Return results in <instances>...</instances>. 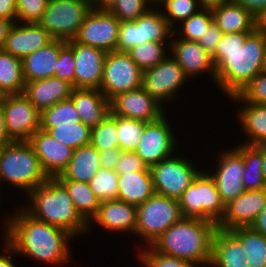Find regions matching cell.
<instances>
[{"label":"cell","mask_w":266,"mask_h":267,"mask_svg":"<svg viewBox=\"0 0 266 267\" xmlns=\"http://www.w3.org/2000/svg\"><path fill=\"white\" fill-rule=\"evenodd\" d=\"M266 28L254 32L223 34L211 55L216 86L227 97L237 95L257 74L265 70Z\"/></svg>","instance_id":"cell-1"},{"label":"cell","mask_w":266,"mask_h":267,"mask_svg":"<svg viewBox=\"0 0 266 267\" xmlns=\"http://www.w3.org/2000/svg\"><path fill=\"white\" fill-rule=\"evenodd\" d=\"M217 228L211 221L183 217L162 233L151 247L161 254L208 267Z\"/></svg>","instance_id":"cell-3"},{"label":"cell","mask_w":266,"mask_h":267,"mask_svg":"<svg viewBox=\"0 0 266 267\" xmlns=\"http://www.w3.org/2000/svg\"><path fill=\"white\" fill-rule=\"evenodd\" d=\"M8 95L9 94H7L3 89L0 88V109H2V107L5 103L6 97Z\"/></svg>","instance_id":"cell-61"},{"label":"cell","mask_w":266,"mask_h":267,"mask_svg":"<svg viewBox=\"0 0 266 267\" xmlns=\"http://www.w3.org/2000/svg\"><path fill=\"white\" fill-rule=\"evenodd\" d=\"M80 121L71 98L62 100L40 113V128H53L55 125L74 124Z\"/></svg>","instance_id":"cell-37"},{"label":"cell","mask_w":266,"mask_h":267,"mask_svg":"<svg viewBox=\"0 0 266 267\" xmlns=\"http://www.w3.org/2000/svg\"><path fill=\"white\" fill-rule=\"evenodd\" d=\"M188 78L176 60L167 56L156 66L143 71L142 87L162 105L163 102L174 100L173 97Z\"/></svg>","instance_id":"cell-13"},{"label":"cell","mask_w":266,"mask_h":267,"mask_svg":"<svg viewBox=\"0 0 266 267\" xmlns=\"http://www.w3.org/2000/svg\"><path fill=\"white\" fill-rule=\"evenodd\" d=\"M48 179L28 141H12L0 147V186L6 181L28 194Z\"/></svg>","instance_id":"cell-5"},{"label":"cell","mask_w":266,"mask_h":267,"mask_svg":"<svg viewBox=\"0 0 266 267\" xmlns=\"http://www.w3.org/2000/svg\"><path fill=\"white\" fill-rule=\"evenodd\" d=\"M136 216L135 235L149 246L183 218L178 200L156 193L137 206Z\"/></svg>","instance_id":"cell-7"},{"label":"cell","mask_w":266,"mask_h":267,"mask_svg":"<svg viewBox=\"0 0 266 267\" xmlns=\"http://www.w3.org/2000/svg\"><path fill=\"white\" fill-rule=\"evenodd\" d=\"M161 11L152 7L135 21L121 22L117 51L126 52L149 41L167 43L174 37L173 28Z\"/></svg>","instance_id":"cell-9"},{"label":"cell","mask_w":266,"mask_h":267,"mask_svg":"<svg viewBox=\"0 0 266 267\" xmlns=\"http://www.w3.org/2000/svg\"><path fill=\"white\" fill-rule=\"evenodd\" d=\"M143 71L125 51L106 53L100 91L110 100L116 94L142 86Z\"/></svg>","instance_id":"cell-11"},{"label":"cell","mask_w":266,"mask_h":267,"mask_svg":"<svg viewBox=\"0 0 266 267\" xmlns=\"http://www.w3.org/2000/svg\"><path fill=\"white\" fill-rule=\"evenodd\" d=\"M251 228L266 237V204L260 211L254 223L251 225Z\"/></svg>","instance_id":"cell-54"},{"label":"cell","mask_w":266,"mask_h":267,"mask_svg":"<svg viewBox=\"0 0 266 267\" xmlns=\"http://www.w3.org/2000/svg\"><path fill=\"white\" fill-rule=\"evenodd\" d=\"M49 0H16L17 23H37Z\"/></svg>","instance_id":"cell-48"},{"label":"cell","mask_w":266,"mask_h":267,"mask_svg":"<svg viewBox=\"0 0 266 267\" xmlns=\"http://www.w3.org/2000/svg\"><path fill=\"white\" fill-rule=\"evenodd\" d=\"M47 131L54 139L74 150L90 144L92 128L83 122L55 125L53 128H41Z\"/></svg>","instance_id":"cell-36"},{"label":"cell","mask_w":266,"mask_h":267,"mask_svg":"<svg viewBox=\"0 0 266 267\" xmlns=\"http://www.w3.org/2000/svg\"><path fill=\"white\" fill-rule=\"evenodd\" d=\"M37 155L43 171L49 178H56L66 169L74 149L54 139L41 128L28 140Z\"/></svg>","instance_id":"cell-19"},{"label":"cell","mask_w":266,"mask_h":267,"mask_svg":"<svg viewBox=\"0 0 266 267\" xmlns=\"http://www.w3.org/2000/svg\"><path fill=\"white\" fill-rule=\"evenodd\" d=\"M137 207L119 199L100 202L96 216L92 221L111 233L127 232L135 234Z\"/></svg>","instance_id":"cell-23"},{"label":"cell","mask_w":266,"mask_h":267,"mask_svg":"<svg viewBox=\"0 0 266 267\" xmlns=\"http://www.w3.org/2000/svg\"><path fill=\"white\" fill-rule=\"evenodd\" d=\"M66 42L74 51V88L100 89L106 52L74 40Z\"/></svg>","instance_id":"cell-18"},{"label":"cell","mask_w":266,"mask_h":267,"mask_svg":"<svg viewBox=\"0 0 266 267\" xmlns=\"http://www.w3.org/2000/svg\"><path fill=\"white\" fill-rule=\"evenodd\" d=\"M235 102L266 105V70L257 74L241 91L229 97Z\"/></svg>","instance_id":"cell-45"},{"label":"cell","mask_w":266,"mask_h":267,"mask_svg":"<svg viewBox=\"0 0 266 267\" xmlns=\"http://www.w3.org/2000/svg\"><path fill=\"white\" fill-rule=\"evenodd\" d=\"M59 58V40H54L44 48L38 49L22 59L26 82L54 76Z\"/></svg>","instance_id":"cell-30"},{"label":"cell","mask_w":266,"mask_h":267,"mask_svg":"<svg viewBox=\"0 0 266 267\" xmlns=\"http://www.w3.org/2000/svg\"><path fill=\"white\" fill-rule=\"evenodd\" d=\"M155 194L150 170L118 175V199L139 206Z\"/></svg>","instance_id":"cell-28"},{"label":"cell","mask_w":266,"mask_h":267,"mask_svg":"<svg viewBox=\"0 0 266 267\" xmlns=\"http://www.w3.org/2000/svg\"><path fill=\"white\" fill-rule=\"evenodd\" d=\"M88 184L100 202L118 199V174L115 170L101 167Z\"/></svg>","instance_id":"cell-41"},{"label":"cell","mask_w":266,"mask_h":267,"mask_svg":"<svg viewBox=\"0 0 266 267\" xmlns=\"http://www.w3.org/2000/svg\"><path fill=\"white\" fill-rule=\"evenodd\" d=\"M138 252L139 261L144 267H200L202 264L189 262L156 252L151 246ZM198 265V266H196Z\"/></svg>","instance_id":"cell-46"},{"label":"cell","mask_w":266,"mask_h":267,"mask_svg":"<svg viewBox=\"0 0 266 267\" xmlns=\"http://www.w3.org/2000/svg\"><path fill=\"white\" fill-rule=\"evenodd\" d=\"M166 43H158L149 41L144 44L134 46L128 51V55L136 63V65L142 70L152 68L158 63L162 62L167 56L165 52L167 48Z\"/></svg>","instance_id":"cell-40"},{"label":"cell","mask_w":266,"mask_h":267,"mask_svg":"<svg viewBox=\"0 0 266 267\" xmlns=\"http://www.w3.org/2000/svg\"><path fill=\"white\" fill-rule=\"evenodd\" d=\"M115 3L116 0H92L91 7L96 10H110Z\"/></svg>","instance_id":"cell-57"},{"label":"cell","mask_w":266,"mask_h":267,"mask_svg":"<svg viewBox=\"0 0 266 267\" xmlns=\"http://www.w3.org/2000/svg\"><path fill=\"white\" fill-rule=\"evenodd\" d=\"M164 110L163 105L150 97L142 86L110 99V113L120 117L153 122L166 114Z\"/></svg>","instance_id":"cell-16"},{"label":"cell","mask_w":266,"mask_h":267,"mask_svg":"<svg viewBox=\"0 0 266 267\" xmlns=\"http://www.w3.org/2000/svg\"><path fill=\"white\" fill-rule=\"evenodd\" d=\"M14 25L12 21L0 18V49L3 48L6 38L8 36L9 30Z\"/></svg>","instance_id":"cell-55"},{"label":"cell","mask_w":266,"mask_h":267,"mask_svg":"<svg viewBox=\"0 0 266 267\" xmlns=\"http://www.w3.org/2000/svg\"><path fill=\"white\" fill-rule=\"evenodd\" d=\"M121 22L109 10L91 9L79 27L75 42L106 53L117 50Z\"/></svg>","instance_id":"cell-12"},{"label":"cell","mask_w":266,"mask_h":267,"mask_svg":"<svg viewBox=\"0 0 266 267\" xmlns=\"http://www.w3.org/2000/svg\"><path fill=\"white\" fill-rule=\"evenodd\" d=\"M219 155L217 171H211L213 173L209 172V174L214 179L218 192L226 205L245 191L242 182L244 159L242 153L236 147L225 150Z\"/></svg>","instance_id":"cell-17"},{"label":"cell","mask_w":266,"mask_h":267,"mask_svg":"<svg viewBox=\"0 0 266 267\" xmlns=\"http://www.w3.org/2000/svg\"><path fill=\"white\" fill-rule=\"evenodd\" d=\"M122 152L123 151L119 147L99 151L101 167L109 170H115L116 164L120 159Z\"/></svg>","instance_id":"cell-52"},{"label":"cell","mask_w":266,"mask_h":267,"mask_svg":"<svg viewBox=\"0 0 266 267\" xmlns=\"http://www.w3.org/2000/svg\"><path fill=\"white\" fill-rule=\"evenodd\" d=\"M0 267H15L10 255L1 254L0 255Z\"/></svg>","instance_id":"cell-59"},{"label":"cell","mask_w":266,"mask_h":267,"mask_svg":"<svg viewBox=\"0 0 266 267\" xmlns=\"http://www.w3.org/2000/svg\"><path fill=\"white\" fill-rule=\"evenodd\" d=\"M265 65H264V68H265V70H266V50H265Z\"/></svg>","instance_id":"cell-63"},{"label":"cell","mask_w":266,"mask_h":267,"mask_svg":"<svg viewBox=\"0 0 266 267\" xmlns=\"http://www.w3.org/2000/svg\"><path fill=\"white\" fill-rule=\"evenodd\" d=\"M58 181L67 189L76 211L89 225L96 216L100 205V200L95 196L89 184L73 180Z\"/></svg>","instance_id":"cell-32"},{"label":"cell","mask_w":266,"mask_h":267,"mask_svg":"<svg viewBox=\"0 0 266 267\" xmlns=\"http://www.w3.org/2000/svg\"><path fill=\"white\" fill-rule=\"evenodd\" d=\"M238 112L243 133L248 137L246 145H266V105L243 102Z\"/></svg>","instance_id":"cell-31"},{"label":"cell","mask_w":266,"mask_h":267,"mask_svg":"<svg viewBox=\"0 0 266 267\" xmlns=\"http://www.w3.org/2000/svg\"><path fill=\"white\" fill-rule=\"evenodd\" d=\"M260 26L266 28V15L260 20Z\"/></svg>","instance_id":"cell-62"},{"label":"cell","mask_w":266,"mask_h":267,"mask_svg":"<svg viewBox=\"0 0 266 267\" xmlns=\"http://www.w3.org/2000/svg\"><path fill=\"white\" fill-rule=\"evenodd\" d=\"M261 20L266 15V0H231Z\"/></svg>","instance_id":"cell-51"},{"label":"cell","mask_w":266,"mask_h":267,"mask_svg":"<svg viewBox=\"0 0 266 267\" xmlns=\"http://www.w3.org/2000/svg\"><path fill=\"white\" fill-rule=\"evenodd\" d=\"M155 4V0H116V3L109 10L114 16H116L120 22L135 21L138 17L145 14L152 5Z\"/></svg>","instance_id":"cell-44"},{"label":"cell","mask_w":266,"mask_h":267,"mask_svg":"<svg viewBox=\"0 0 266 267\" xmlns=\"http://www.w3.org/2000/svg\"><path fill=\"white\" fill-rule=\"evenodd\" d=\"M16 210L18 212L10 214L11 217H5L3 240L6 252L52 265H62L70 259L68 242L75 238L72 234L34 218L23 207Z\"/></svg>","instance_id":"cell-2"},{"label":"cell","mask_w":266,"mask_h":267,"mask_svg":"<svg viewBox=\"0 0 266 267\" xmlns=\"http://www.w3.org/2000/svg\"><path fill=\"white\" fill-rule=\"evenodd\" d=\"M0 18L17 23L16 0H0Z\"/></svg>","instance_id":"cell-53"},{"label":"cell","mask_w":266,"mask_h":267,"mask_svg":"<svg viewBox=\"0 0 266 267\" xmlns=\"http://www.w3.org/2000/svg\"><path fill=\"white\" fill-rule=\"evenodd\" d=\"M116 115L110 113L101 123L92 128L90 144L98 151L118 148Z\"/></svg>","instance_id":"cell-42"},{"label":"cell","mask_w":266,"mask_h":267,"mask_svg":"<svg viewBox=\"0 0 266 267\" xmlns=\"http://www.w3.org/2000/svg\"><path fill=\"white\" fill-rule=\"evenodd\" d=\"M143 170H150L143 160L135 153V151H123L118 160L115 172L118 175L126 173L138 172Z\"/></svg>","instance_id":"cell-49"},{"label":"cell","mask_w":266,"mask_h":267,"mask_svg":"<svg viewBox=\"0 0 266 267\" xmlns=\"http://www.w3.org/2000/svg\"><path fill=\"white\" fill-rule=\"evenodd\" d=\"M231 0H199L202 8L212 9L214 7L229 3Z\"/></svg>","instance_id":"cell-58"},{"label":"cell","mask_w":266,"mask_h":267,"mask_svg":"<svg viewBox=\"0 0 266 267\" xmlns=\"http://www.w3.org/2000/svg\"><path fill=\"white\" fill-rule=\"evenodd\" d=\"M156 194L178 200L201 170L184 157L173 156L150 167Z\"/></svg>","instance_id":"cell-10"},{"label":"cell","mask_w":266,"mask_h":267,"mask_svg":"<svg viewBox=\"0 0 266 267\" xmlns=\"http://www.w3.org/2000/svg\"><path fill=\"white\" fill-rule=\"evenodd\" d=\"M155 3L165 8L163 17L173 29L176 21L181 22L202 9L199 0H156Z\"/></svg>","instance_id":"cell-43"},{"label":"cell","mask_w":266,"mask_h":267,"mask_svg":"<svg viewBox=\"0 0 266 267\" xmlns=\"http://www.w3.org/2000/svg\"><path fill=\"white\" fill-rule=\"evenodd\" d=\"M148 122L116 115L118 146L122 151H135Z\"/></svg>","instance_id":"cell-39"},{"label":"cell","mask_w":266,"mask_h":267,"mask_svg":"<svg viewBox=\"0 0 266 267\" xmlns=\"http://www.w3.org/2000/svg\"><path fill=\"white\" fill-rule=\"evenodd\" d=\"M91 9L87 0H49L37 23L55 40H73Z\"/></svg>","instance_id":"cell-8"},{"label":"cell","mask_w":266,"mask_h":267,"mask_svg":"<svg viewBox=\"0 0 266 267\" xmlns=\"http://www.w3.org/2000/svg\"><path fill=\"white\" fill-rule=\"evenodd\" d=\"M26 197H29V206L23 208L34 218L65 229L75 237L90 231L76 211L67 189L56 178H49Z\"/></svg>","instance_id":"cell-4"},{"label":"cell","mask_w":266,"mask_h":267,"mask_svg":"<svg viewBox=\"0 0 266 267\" xmlns=\"http://www.w3.org/2000/svg\"><path fill=\"white\" fill-rule=\"evenodd\" d=\"M22 59L0 49V88L7 94H23L25 88Z\"/></svg>","instance_id":"cell-34"},{"label":"cell","mask_w":266,"mask_h":267,"mask_svg":"<svg viewBox=\"0 0 266 267\" xmlns=\"http://www.w3.org/2000/svg\"><path fill=\"white\" fill-rule=\"evenodd\" d=\"M55 39L38 23H14L9 30L3 50L23 59Z\"/></svg>","instance_id":"cell-21"},{"label":"cell","mask_w":266,"mask_h":267,"mask_svg":"<svg viewBox=\"0 0 266 267\" xmlns=\"http://www.w3.org/2000/svg\"><path fill=\"white\" fill-rule=\"evenodd\" d=\"M202 171L178 199L182 216L198 218L218 224L225 213L226 205L210 174Z\"/></svg>","instance_id":"cell-6"},{"label":"cell","mask_w":266,"mask_h":267,"mask_svg":"<svg viewBox=\"0 0 266 267\" xmlns=\"http://www.w3.org/2000/svg\"><path fill=\"white\" fill-rule=\"evenodd\" d=\"M12 141L13 140L8 136L7 131H6L3 110L0 109V147Z\"/></svg>","instance_id":"cell-56"},{"label":"cell","mask_w":266,"mask_h":267,"mask_svg":"<svg viewBox=\"0 0 266 267\" xmlns=\"http://www.w3.org/2000/svg\"><path fill=\"white\" fill-rule=\"evenodd\" d=\"M170 53L178 65L184 70L188 77L200 75V73H209L216 82V71L212 61L211 54L196 41H188L180 38H174L169 41Z\"/></svg>","instance_id":"cell-22"},{"label":"cell","mask_w":266,"mask_h":267,"mask_svg":"<svg viewBox=\"0 0 266 267\" xmlns=\"http://www.w3.org/2000/svg\"><path fill=\"white\" fill-rule=\"evenodd\" d=\"M2 110L7 134L13 141H28L40 129V112L24 94L8 95Z\"/></svg>","instance_id":"cell-15"},{"label":"cell","mask_w":266,"mask_h":267,"mask_svg":"<svg viewBox=\"0 0 266 267\" xmlns=\"http://www.w3.org/2000/svg\"><path fill=\"white\" fill-rule=\"evenodd\" d=\"M262 166H261V171L263 174L264 182L266 184V145H262Z\"/></svg>","instance_id":"cell-60"},{"label":"cell","mask_w":266,"mask_h":267,"mask_svg":"<svg viewBox=\"0 0 266 267\" xmlns=\"http://www.w3.org/2000/svg\"><path fill=\"white\" fill-rule=\"evenodd\" d=\"M100 168V153L88 144L73 151L66 169L56 179L88 183Z\"/></svg>","instance_id":"cell-29"},{"label":"cell","mask_w":266,"mask_h":267,"mask_svg":"<svg viewBox=\"0 0 266 267\" xmlns=\"http://www.w3.org/2000/svg\"><path fill=\"white\" fill-rule=\"evenodd\" d=\"M265 204L266 189L245 190L226 204L224 216L217 226L223 230L251 227Z\"/></svg>","instance_id":"cell-20"},{"label":"cell","mask_w":266,"mask_h":267,"mask_svg":"<svg viewBox=\"0 0 266 267\" xmlns=\"http://www.w3.org/2000/svg\"><path fill=\"white\" fill-rule=\"evenodd\" d=\"M73 89L71 83L53 76L25 82L23 94L41 113L54 104L69 99Z\"/></svg>","instance_id":"cell-24"},{"label":"cell","mask_w":266,"mask_h":267,"mask_svg":"<svg viewBox=\"0 0 266 267\" xmlns=\"http://www.w3.org/2000/svg\"><path fill=\"white\" fill-rule=\"evenodd\" d=\"M241 144L237 145L236 148L242 153L244 159L242 182L245 190L266 189V184L261 171L263 163L262 145Z\"/></svg>","instance_id":"cell-33"},{"label":"cell","mask_w":266,"mask_h":267,"mask_svg":"<svg viewBox=\"0 0 266 267\" xmlns=\"http://www.w3.org/2000/svg\"><path fill=\"white\" fill-rule=\"evenodd\" d=\"M240 241L229 231L217 228L212 242V267H249Z\"/></svg>","instance_id":"cell-26"},{"label":"cell","mask_w":266,"mask_h":267,"mask_svg":"<svg viewBox=\"0 0 266 267\" xmlns=\"http://www.w3.org/2000/svg\"><path fill=\"white\" fill-rule=\"evenodd\" d=\"M167 119L165 114L159 120L148 122L135 149V153L149 168L176 153L175 134Z\"/></svg>","instance_id":"cell-14"},{"label":"cell","mask_w":266,"mask_h":267,"mask_svg":"<svg viewBox=\"0 0 266 267\" xmlns=\"http://www.w3.org/2000/svg\"><path fill=\"white\" fill-rule=\"evenodd\" d=\"M70 98L81 122L91 128L110 114V100L99 89L74 88Z\"/></svg>","instance_id":"cell-25"},{"label":"cell","mask_w":266,"mask_h":267,"mask_svg":"<svg viewBox=\"0 0 266 267\" xmlns=\"http://www.w3.org/2000/svg\"><path fill=\"white\" fill-rule=\"evenodd\" d=\"M75 60L73 48L63 40H59V58L54 76L71 83L74 88Z\"/></svg>","instance_id":"cell-47"},{"label":"cell","mask_w":266,"mask_h":267,"mask_svg":"<svg viewBox=\"0 0 266 267\" xmlns=\"http://www.w3.org/2000/svg\"><path fill=\"white\" fill-rule=\"evenodd\" d=\"M214 22L224 34L235 32H254L260 27V20L251 12L233 2L211 9Z\"/></svg>","instance_id":"cell-27"},{"label":"cell","mask_w":266,"mask_h":267,"mask_svg":"<svg viewBox=\"0 0 266 267\" xmlns=\"http://www.w3.org/2000/svg\"><path fill=\"white\" fill-rule=\"evenodd\" d=\"M213 22L214 17L212 10L209 8H202L187 19L181 21L178 27L173 29V33L175 34L178 28V38L197 42Z\"/></svg>","instance_id":"cell-38"},{"label":"cell","mask_w":266,"mask_h":267,"mask_svg":"<svg viewBox=\"0 0 266 267\" xmlns=\"http://www.w3.org/2000/svg\"><path fill=\"white\" fill-rule=\"evenodd\" d=\"M223 34L224 33L218 25L213 22L197 42L204 48L205 51L212 55L215 52L217 44L221 40Z\"/></svg>","instance_id":"cell-50"},{"label":"cell","mask_w":266,"mask_h":267,"mask_svg":"<svg viewBox=\"0 0 266 267\" xmlns=\"http://www.w3.org/2000/svg\"><path fill=\"white\" fill-rule=\"evenodd\" d=\"M241 243L249 267H266V237L251 227L229 230Z\"/></svg>","instance_id":"cell-35"}]
</instances>
